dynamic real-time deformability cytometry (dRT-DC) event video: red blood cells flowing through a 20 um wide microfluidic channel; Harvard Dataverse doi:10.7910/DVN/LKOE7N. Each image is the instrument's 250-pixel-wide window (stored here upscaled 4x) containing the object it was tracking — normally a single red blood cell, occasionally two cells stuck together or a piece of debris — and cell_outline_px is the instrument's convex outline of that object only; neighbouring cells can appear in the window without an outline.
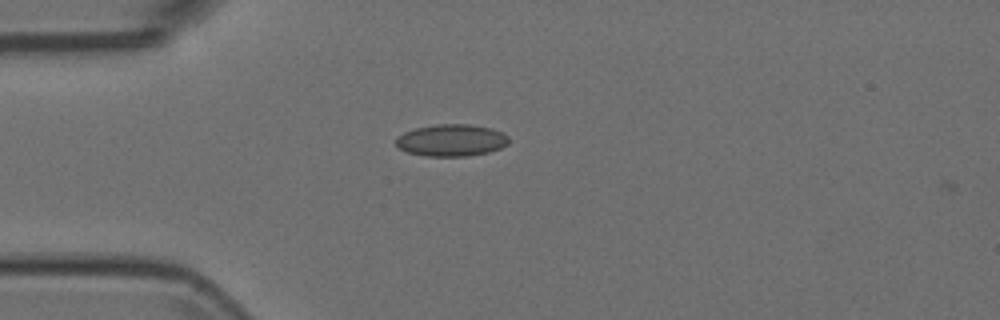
{"species": "Egyptian fruit bat (a non-hibernating species)", "species_latin": "Rousettus aegyptiacus", "temperature_condition": "room temperature", "stored_images_in_passage": 2, "camera_frame_rate_fps": 3000, "um_per_image_px": 0.085, "animal": {"sex": "female"}, "frame": {"image": 1, "passage_image": 1, "time_ms": 0.0, "image_size_px": [1000, 320], "cell_outline_px": [[508, 144], [500, 148], [488, 152], [468, 156], [424, 156], [408, 152], [400, 148], [396, 144], [396, 136], [404, 132], [416, 128], [436, 124], [472, 124], [492, 128], [508, 136]], "centroid_in_image_um": [38.36, 11.92], "position_along_channel_um": 46.6, "area_um2": 21.04}}